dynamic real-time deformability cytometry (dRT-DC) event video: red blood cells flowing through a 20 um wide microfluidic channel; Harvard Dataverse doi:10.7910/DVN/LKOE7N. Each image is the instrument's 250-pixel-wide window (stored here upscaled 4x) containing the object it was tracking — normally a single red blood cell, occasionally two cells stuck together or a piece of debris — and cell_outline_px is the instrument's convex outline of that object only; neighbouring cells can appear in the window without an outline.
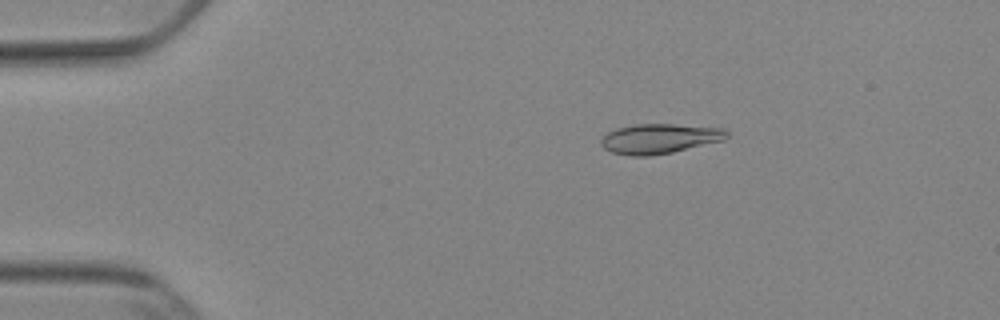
{"species": "Egyptian fruit bat (a non-hibernating species)", "species_latin": "Rousettus aegyptiacus", "temperature_condition": "cold", "stored_images_in_passage": 53, "camera_frame_rate_fps": 3000, "um_per_image_px": 0.085, "animal": {"sex": "female"}, "frame": {"image": 1, "passage_image": 10, "time_ms": 3.0, "image_size_px": [1000, 320], "cell_outline_px": [[728, 136], [724, 140], [672, 152], [648, 156], [632, 156], [612, 152], [604, 148], [600, 144], [600, 140], [608, 132], [616, 128], [636, 124], [672, 124], [724, 128], [728, 132]], "centroid_in_image_um": [56.05, 11.78], "position_along_channel_um": 28.9, "area_um2": 21.79}}
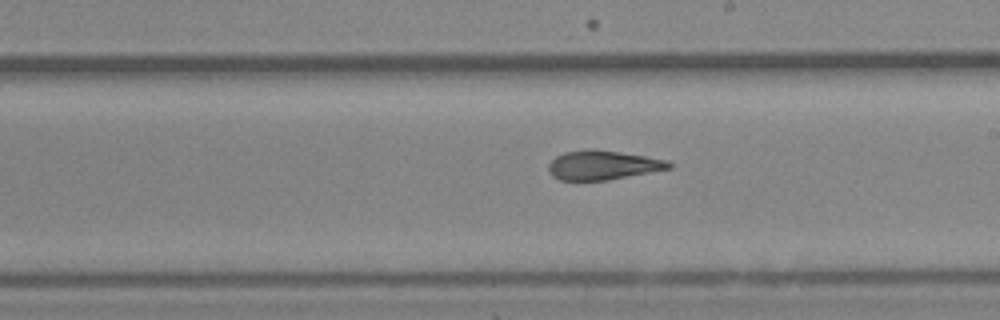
{"frame": {"image": 2, "passage_image": 31, "time_ms": 10.0, "image_size_px": [1000, 320], "cell_outline_px": [[672, 168], [608, 180], [560, 180], [552, 176], [548, 168], [548, 164], [556, 156], [564, 152], [588, 148], [592, 148], [644, 156], [668, 160], [672, 164]], "centroid_in_image_um": [51.22, 14.03], "position_along_channel_um": 237.8, "area_um2": 20.52}}
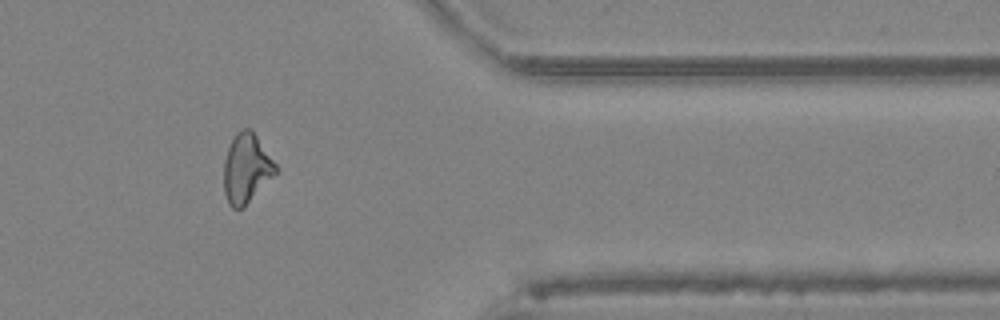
{"frame": {"image": 3, "passage_image": 44, "time_ms": 14.333, "image_size_px": [1000, 320], "cell_outline_px": [[280, 168], [244, 208], [232, 208], [228, 204], [224, 192], [224, 160], [228, 148], [236, 132], [240, 128], [252, 128]], "centroid_in_image_um": [20.96, 14.29], "position_along_channel_um": 390.4, "area_um2": 21.27}, "authors_computed_cell_mechanics": {"area_um2": 21.386, "velocity_mm_per_s": 3.8911, "shape_relaxation_time_tau1_ms": 6.201, "shape_relaxation_time_tau2_ms": 2.7948, "deformation_change_tau1": 0.1516, "deformation_change_tau2": 0.0931}}